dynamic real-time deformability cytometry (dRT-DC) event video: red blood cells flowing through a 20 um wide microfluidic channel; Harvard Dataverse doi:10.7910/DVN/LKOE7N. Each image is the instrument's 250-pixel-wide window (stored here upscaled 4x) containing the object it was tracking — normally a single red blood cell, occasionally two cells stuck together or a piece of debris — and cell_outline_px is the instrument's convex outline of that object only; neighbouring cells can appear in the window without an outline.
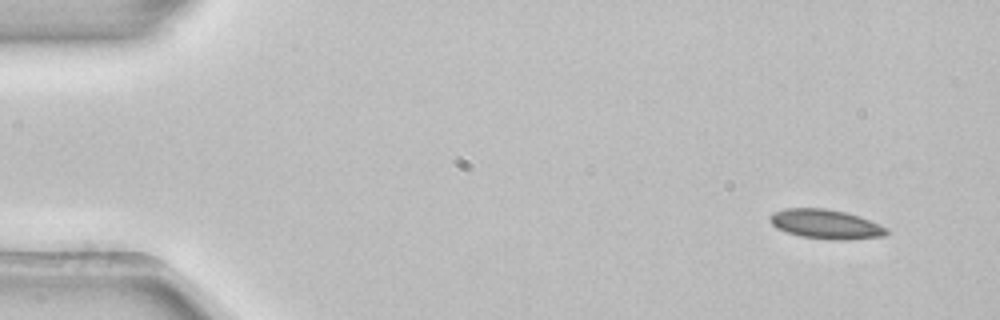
{"species": "common noctule bat (a hibernating species)", "species_latin": "Nyctalus noctula", "temperature_condition": "room temperature", "stored_images_in_passage": 4, "camera_frame_rate_fps": 3000, "um_per_image_px": 0.085, "animal": {"sex": "female", "body_mass_g": 22.7, "forearm_length_mm": 54.2}, "frame": {"image": 1, "passage_image": 1, "time_ms": 0.0, "image_size_px": [1000, 320], "cell_outline_px": [[892, 232], [884, 236], [840, 240], [836, 240], [800, 236], [776, 228], [768, 220], [768, 216], [772, 212], [784, 208], [824, 208], [844, 212], [868, 220], [888, 228]], "centroid_in_image_um": [70.15, 19.05], "position_along_channel_um": 14.8, "area_um2": 19.88}}
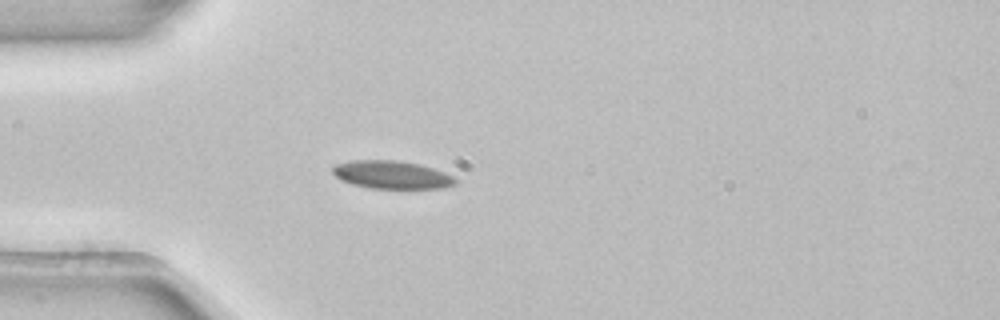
{"frame": {"image": 2, "passage_image": 4, "time_ms": 1.0, "image_size_px": [1000, 320], "cell_outline_px": [[456, 184], [444, 188], [368, 188], [352, 184], [340, 180], [332, 172], [332, 168], [336, 164], [352, 160], [400, 160], [420, 164], [444, 172], [452, 176], [456, 180]], "centroid_in_image_um": [33.28, 14.85], "position_along_channel_um": 51.7, "area_um2": 20.06}}